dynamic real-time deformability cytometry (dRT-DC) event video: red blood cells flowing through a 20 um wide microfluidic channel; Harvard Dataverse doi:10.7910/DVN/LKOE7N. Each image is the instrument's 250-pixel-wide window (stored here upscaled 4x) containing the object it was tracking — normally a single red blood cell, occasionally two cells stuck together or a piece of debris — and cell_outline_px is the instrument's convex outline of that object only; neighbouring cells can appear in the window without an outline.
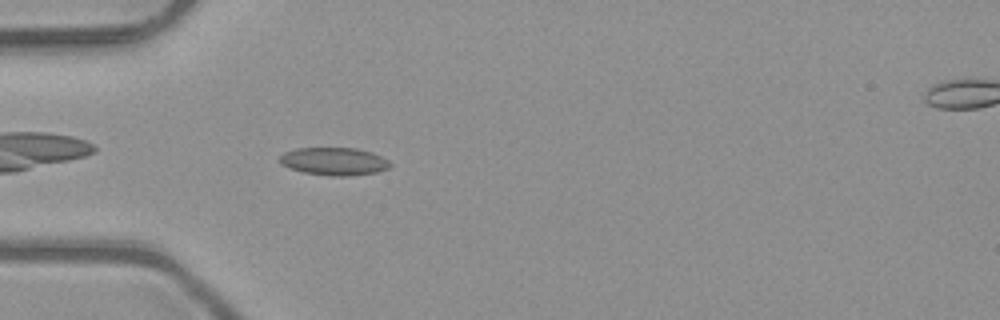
{"species": "common noctule bat (a hibernating species)", "species_latin": "Nyctalus noctula", "temperature_condition": "room temperature", "stored_images_in_passage": 2, "camera_frame_rate_fps": 3000, "um_per_image_px": 0.085, "animal": {"sex": "male", "body_mass_g": 23.1, "forearm_length_mm": 52.7}, "frame": {"image": 1, "passage_image": 1, "time_ms": 0.0, "image_size_px": [1000, 320], "cell_outline_px": [[392, 164], [388, 168], [376, 172], [344, 176], [328, 176], [304, 172], [280, 164], [280, 156], [284, 152], [296, 148], [356, 148], [372, 152], [388, 160]], "centroid_in_image_um": [28.39, 13.71], "position_along_channel_um": 56.6, "area_um2": 17.74}}